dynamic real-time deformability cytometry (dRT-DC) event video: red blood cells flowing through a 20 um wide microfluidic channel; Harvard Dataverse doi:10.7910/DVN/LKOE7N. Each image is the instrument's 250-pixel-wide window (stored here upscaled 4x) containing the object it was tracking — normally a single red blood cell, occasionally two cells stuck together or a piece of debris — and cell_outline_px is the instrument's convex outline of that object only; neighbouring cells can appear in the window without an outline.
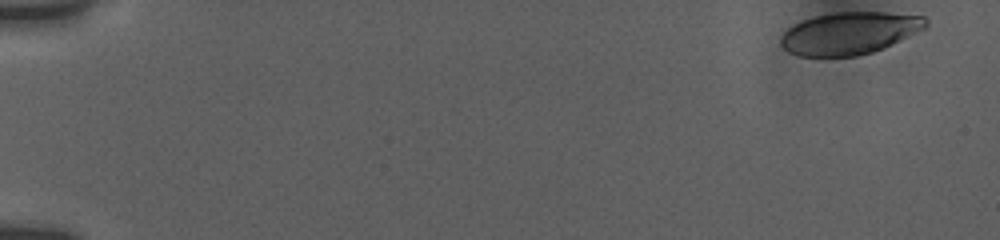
{"species": "human", "species_latin": "Homo sapiens", "temperature_condition": "room temperature", "stored_images_in_passage": 57, "camera_frame_rate_fps": 3000, "um_per_image_px": 0.085, "donor": {"sex": "female"}, "frame": {"image": 1, "passage_image": 1, "time_ms": 0.0, "image_size_px": [1000, 240], "cell_outline_px": [[928, 24], [924, 28], [884, 48], [872, 52], [856, 56], [800, 56], [788, 52], [780, 44], [780, 36], [788, 28], [804, 20], [816, 16], [836, 12], [888, 12], [924, 16], [928, 20]], "centroid_in_image_um": [72.2, 2.82], "position_along_channel_um": 12.8, "area_um2": 35.55}}
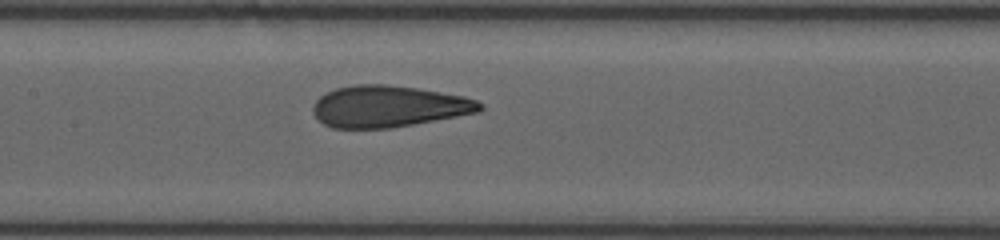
{"frame": {"image": 2, "passage_image": 34, "time_ms": 8.667, "image_size_px": [1000, 240], "cell_outline_px": [[484, 108], [480, 112], [412, 124], [388, 128], [332, 128], [324, 124], [312, 112], [312, 104], [320, 96], [336, 88], [356, 84], [388, 84], [416, 88], [464, 96], [476, 100], [484, 104]], "centroid_in_image_um": [33.02, 9.04], "position_along_channel_um": 174.4, "area_um2": 40.34}}
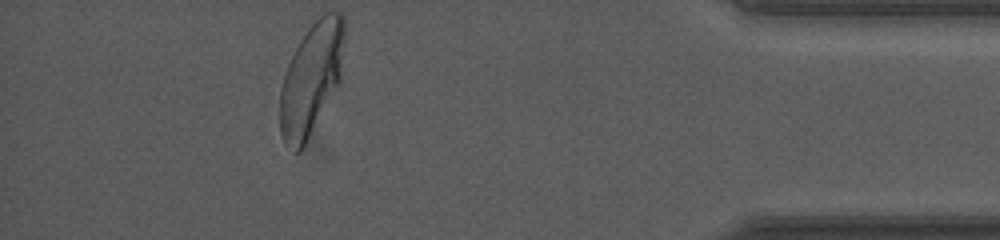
{"frame": {"image": 3, "passage_image": 57, "time_ms": 16.0, "image_size_px": [1000, 240], "cell_outline_px": [[344, 36], [340, 84], [300, 152], [296, 152], [284, 140], [280, 132], [280, 88], [284, 72], [300, 40], [308, 28], [324, 12], [344, 12]], "centroid_in_image_um": [26.47, 6.68], "position_along_channel_um": 408.7, "area_um2": 42.02}, "authors_computed_cell_mechanics": {"area_um2": 39.9976, "velocity_mm_per_s": 3.77, "shape_relaxation_time_tau1_ms": 5.9008, "shape_relaxation_time_tau2_ms": null, "deformation_change_tau1": 0.2184, "deformation_change_tau2": null}}